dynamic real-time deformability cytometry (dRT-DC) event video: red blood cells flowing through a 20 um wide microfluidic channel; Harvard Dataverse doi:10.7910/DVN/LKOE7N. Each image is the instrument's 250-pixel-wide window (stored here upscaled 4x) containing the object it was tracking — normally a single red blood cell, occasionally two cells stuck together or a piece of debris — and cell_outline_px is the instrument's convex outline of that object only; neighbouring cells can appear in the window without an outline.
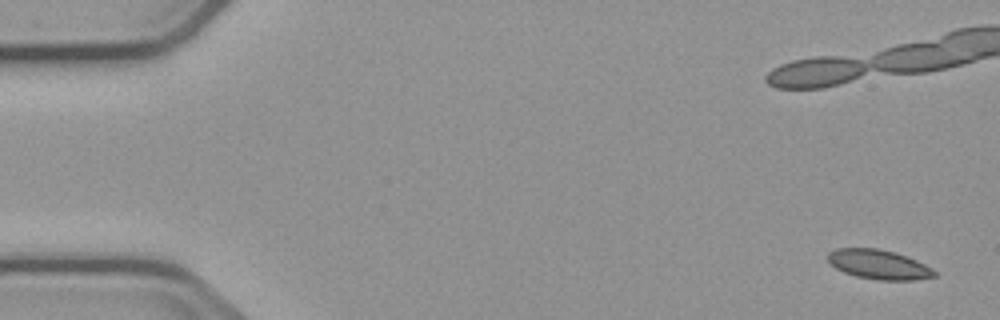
{"species": "common noctule bat (a hibernating species)", "species_latin": "Nyctalus noctula", "temperature_condition": "cold", "stored_images_in_passage": 8, "camera_frame_rate_fps": 3000, "um_per_image_px": 0.085, "animal": {"sex": "male", "body_mass_g": 23.1, "forearm_length_mm": 52.7}, "frame": {"image": 1, "passage_image": 1, "time_ms": 0.0, "image_size_px": [1000, 320], "cell_outline_px": [[936, 276], [916, 280], [876, 280], [856, 276], [844, 272], [836, 268], [828, 260], [828, 252], [836, 248], [876, 248], [896, 252], [916, 260], [932, 268], [936, 272]], "centroid_in_image_um": [74.7, 22.48], "position_along_channel_um": 10.3, "area_um2": 18.32}}
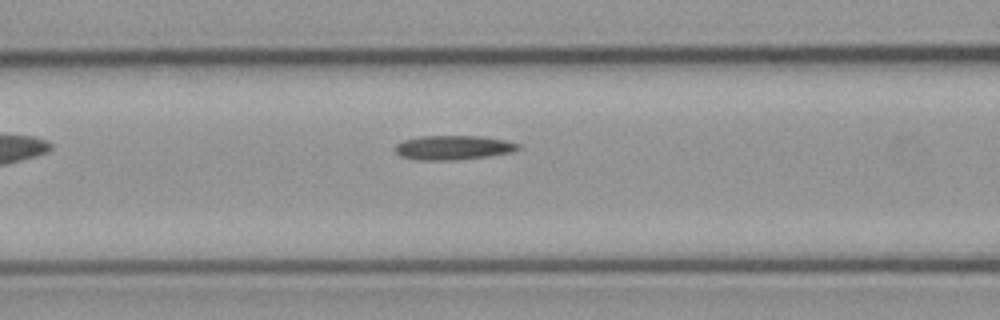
{"frame": {"image": 2, "passage_image": 8, "time_ms": 9.333, "image_size_px": [1000, 320], "cell_outline_px": [[520, 148], [512, 152], [488, 156], [456, 160], [416, 160], [400, 156], [392, 148], [396, 144], [404, 140], [420, 136], [480, 136], [504, 140], [520, 144]], "centroid_in_image_um": [38.48, 12.55], "position_along_channel_um": 128.1, "area_um2": 17.51}}